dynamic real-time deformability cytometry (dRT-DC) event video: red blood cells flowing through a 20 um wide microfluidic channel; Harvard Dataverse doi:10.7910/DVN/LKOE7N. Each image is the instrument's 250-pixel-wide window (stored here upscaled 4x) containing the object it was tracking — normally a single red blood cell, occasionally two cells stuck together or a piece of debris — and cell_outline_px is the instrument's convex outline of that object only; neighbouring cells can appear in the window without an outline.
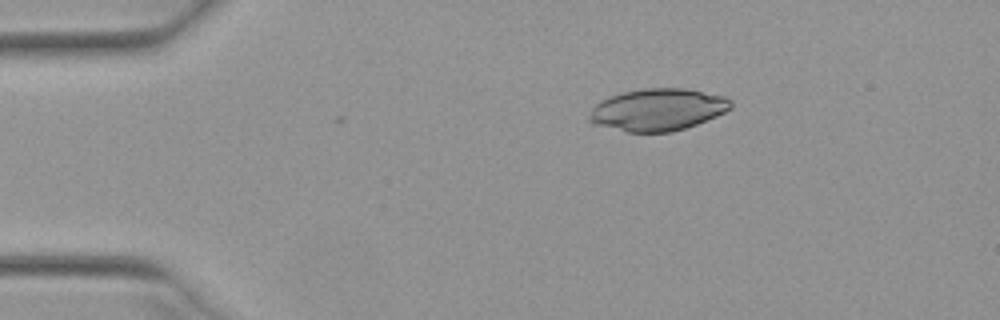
{"species": "Egyptian fruit bat (a non-hibernating species)", "species_latin": "Rousettus aegyptiacus", "temperature_condition": "warm", "stored_images_in_passage": 41, "camera_frame_rate_fps": 3000, "um_per_image_px": 0.085, "animal": {"sex": "female"}, "frame": {"image": 1, "passage_image": 1, "time_ms": 0.0, "image_size_px": [1000, 320], "cell_outline_px": [[732, 108], [716, 116], [696, 124], [672, 132], [628, 132], [592, 124], [588, 120], [588, 116], [592, 108], [600, 100], [608, 96], [624, 92], [644, 88], [684, 88], [728, 96], [732, 100]], "centroid_in_image_um": [55.91, 9.31], "position_along_channel_um": 29.1, "area_um2": 34.97}}
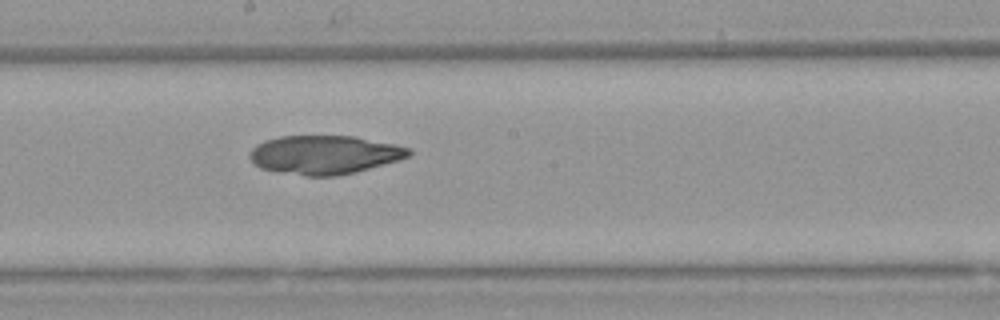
{"frame": {"image": 2, "passage_image": 20, "time_ms": 6.333, "image_size_px": [1000, 320], "cell_outline_px": [[412, 152], [408, 156], [400, 160], [356, 172], [336, 176], [304, 176], [276, 172], [260, 168], [252, 164], [248, 156], [252, 148], [256, 144], [264, 140], [280, 136], [356, 136], [396, 144], [412, 148]], "centroid_in_image_um": [27.57, 13.16], "position_along_channel_um": 220.6, "area_um2": 36.47}}
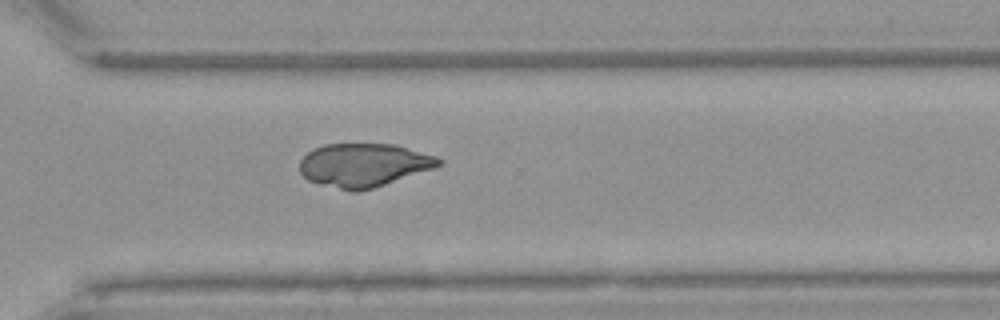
{"frame": {"image": 3, "passage_image": 29, "time_ms": 9.333, "image_size_px": [1000, 320], "cell_outline_px": [[444, 164], [372, 188], [356, 192], [352, 192], [320, 184], [308, 180], [300, 172], [300, 160], [308, 152], [324, 144], [392, 144], [436, 156], [444, 160]], "centroid_in_image_um": [30.9, 14.03], "position_along_channel_um": 339.7, "area_um2": 34.8}}